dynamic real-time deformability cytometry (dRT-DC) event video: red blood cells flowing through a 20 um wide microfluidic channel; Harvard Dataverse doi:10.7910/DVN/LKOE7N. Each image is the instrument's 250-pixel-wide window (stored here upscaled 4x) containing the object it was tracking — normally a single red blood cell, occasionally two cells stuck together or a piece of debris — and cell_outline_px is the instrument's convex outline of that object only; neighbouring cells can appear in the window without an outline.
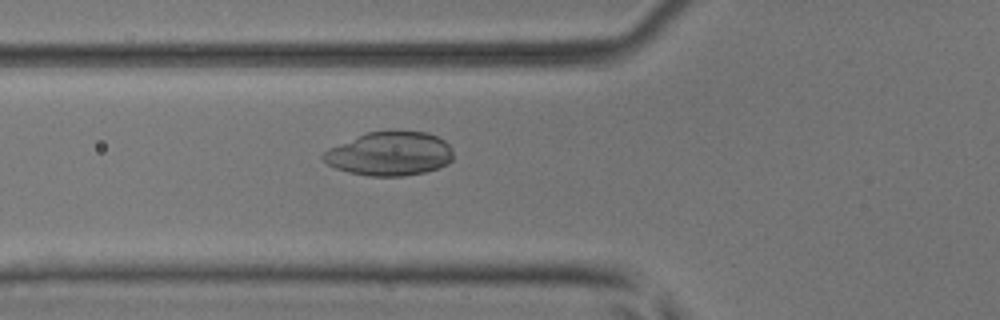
{"species": "common noctule bat (a hibernating species)", "species_latin": "Nyctalus noctula", "temperature_condition": "room temperature", "stored_images_in_passage": 51, "camera_frame_rate_fps": 3000, "um_per_image_px": 0.085, "animal": {"sex": "male", "body_mass_g": 17.9, "forearm_length_mm": 54.2}, "frame": {"image": 1, "passage_image": 19, "time_ms": 6.0, "image_size_px": [1000, 320], "cell_outline_px": [[452, 160], [448, 164], [440, 168], [424, 172], [404, 176], [368, 176], [348, 172], [336, 168], [328, 164], [320, 156], [328, 148], [368, 132], [428, 132], [444, 140], [452, 148]], "centroid_in_image_um": [33.14, 13.09], "position_along_channel_um": 92.7, "area_um2": 33.06}}
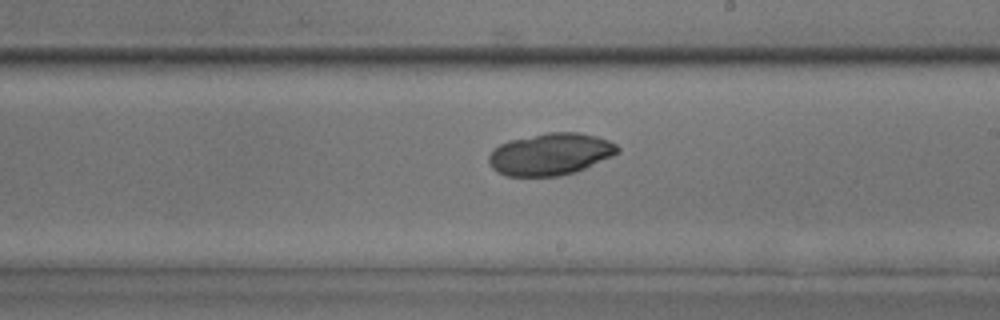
{"frame": {"image": 2, "passage_image": 30, "time_ms": 9.667, "image_size_px": [1000, 320], "cell_outline_px": [[620, 152], [612, 156], [576, 172], [560, 176], [504, 176], [496, 172], [492, 168], [488, 160], [488, 156], [492, 148], [508, 140], [548, 132], [576, 132], [596, 136], [608, 140], [616, 144], [620, 148]], "centroid_in_image_um": [46.76, 13.11], "position_along_channel_um": 242.2, "area_um2": 31.79}}
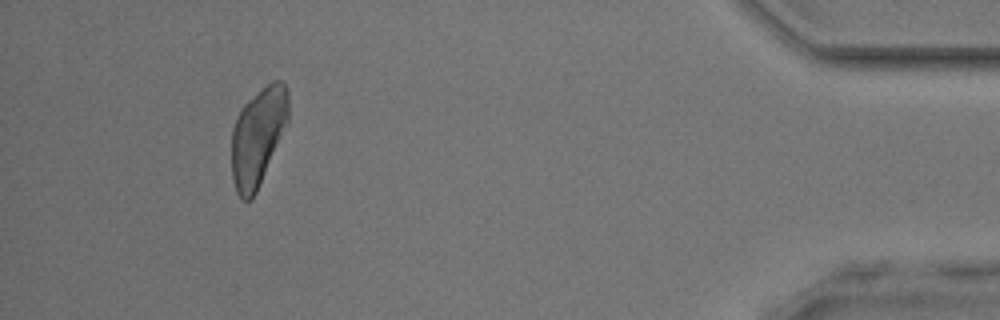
{"frame": {"image": 3, "passage_image": 47, "time_ms": 15.333, "image_size_px": [1000, 320], "cell_outline_px": [[288, 124], [256, 192], [252, 200], [244, 200], [236, 192], [232, 176], [232, 128], [244, 104], [248, 100], [272, 80], [280, 80], [284, 84], [288, 92]], "centroid_in_image_um": [21.94, 11.61], "position_along_channel_um": 413.3, "area_um2": 32.25}}